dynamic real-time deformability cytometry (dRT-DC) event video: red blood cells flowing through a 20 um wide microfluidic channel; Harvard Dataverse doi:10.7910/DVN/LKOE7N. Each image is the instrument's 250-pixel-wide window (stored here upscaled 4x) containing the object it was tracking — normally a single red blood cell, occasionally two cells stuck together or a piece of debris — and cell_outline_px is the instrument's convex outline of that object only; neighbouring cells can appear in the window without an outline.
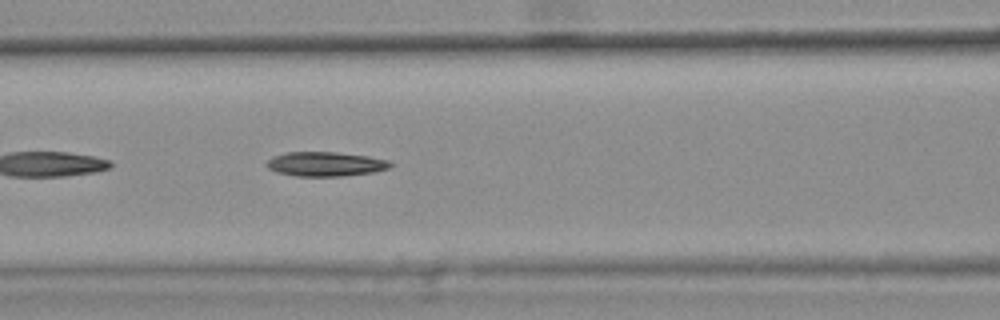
{"species": "common noctule bat (a hibernating species)", "species_latin": "Nyctalus noctula", "temperature_condition": "warm", "stored_images_in_passage": 25, "camera_frame_rate_fps": 3000, "um_per_image_px": 0.085, "animal": {"sex": "female", "body_mass_g": 25.1}, "frame": {"image": 1, "passage_image": 8, "time_ms": 2.333, "image_size_px": [1000, 320], "cell_outline_px": [[392, 164], [388, 168], [372, 172], [340, 176], [296, 176], [276, 172], [268, 168], [264, 164], [272, 156], [284, 152], [336, 152], [368, 156], [388, 160]], "centroid_in_image_um": [27.6, 13.93], "position_along_channel_um": 139.0, "area_um2": 17.57}}